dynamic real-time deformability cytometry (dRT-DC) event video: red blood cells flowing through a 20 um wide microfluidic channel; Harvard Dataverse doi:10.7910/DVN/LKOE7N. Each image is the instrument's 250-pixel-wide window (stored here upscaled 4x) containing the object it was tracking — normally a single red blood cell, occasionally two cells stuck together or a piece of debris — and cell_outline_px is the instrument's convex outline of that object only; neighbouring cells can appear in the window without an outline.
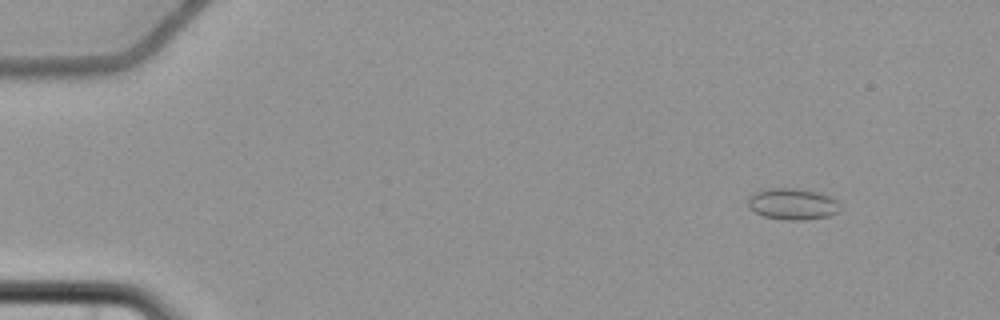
{"species": "common noctule bat (a hibernating species)", "species_latin": "Nyctalus noctula", "temperature_condition": "cold", "stored_images_in_passage": 8, "camera_frame_rate_fps": 3000, "um_per_image_px": 0.085, "animal": {"sex": "female", "body_mass_g": 22.7, "forearm_length_mm": 54.2}, "frame": {"image": 1, "passage_image": 1, "time_ms": 0.0, "image_size_px": [1000, 320], "cell_outline_px": [[840, 208], [836, 212], [828, 216], [804, 220], [788, 220], [764, 216], [756, 212], [748, 204], [748, 196], [752, 192], [768, 188], [792, 188], [816, 192], [828, 196], [836, 200], [840, 204]], "centroid_in_image_um": [67.34, 17.33], "position_along_channel_um": 17.7, "area_um2": 16.65}}
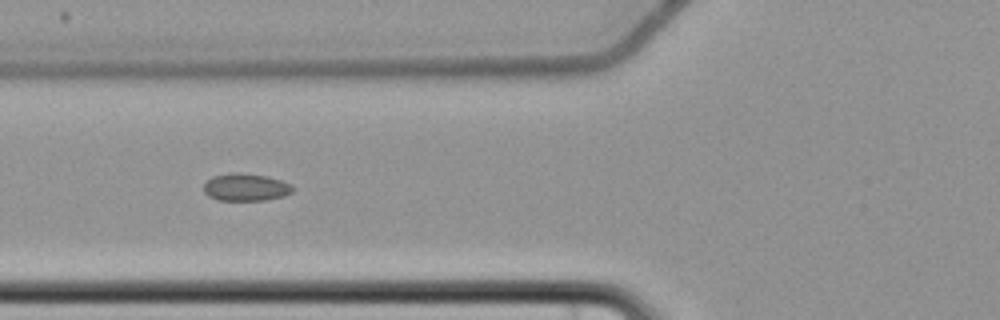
{"frame": {"image": 2, "passage_image": 6, "time_ms": 5.667, "image_size_px": [1000, 320], "cell_outline_px": [[292, 192], [284, 196], [264, 200], [220, 200], [208, 196], [204, 192], [204, 184], [212, 176], [228, 172], [240, 172], [268, 176], [292, 184]], "centroid_in_image_um": [20.88, 15.9], "position_along_channel_um": 104.9, "area_um2": 14.33}}
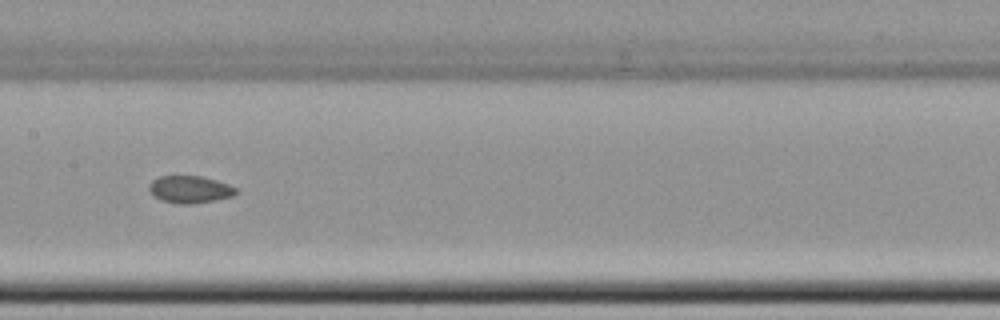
{"frame": {"image": 3, "passage_image": 8, "time_ms": 8.0, "image_size_px": [1000, 320], "cell_outline_px": [[240, 192], [232, 196], [216, 200], [188, 204], [176, 204], [160, 200], [148, 188], [148, 184], [152, 180], [160, 176], [200, 176], [216, 180], [228, 184], [236, 188]], "centroid_in_image_um": [16.15, 16.1], "position_along_channel_um": 191.2, "area_um2": 13.81}}